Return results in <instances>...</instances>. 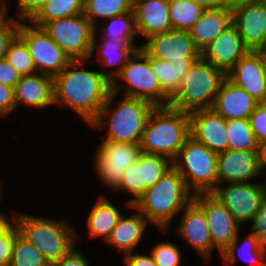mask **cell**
<instances>
[{
    "mask_svg": "<svg viewBox=\"0 0 266 266\" xmlns=\"http://www.w3.org/2000/svg\"><path fill=\"white\" fill-rule=\"evenodd\" d=\"M183 177L172 167L132 204L148 221L165 231L172 218L192 200Z\"/></svg>",
    "mask_w": 266,
    "mask_h": 266,
    "instance_id": "cell-2",
    "label": "cell"
},
{
    "mask_svg": "<svg viewBox=\"0 0 266 266\" xmlns=\"http://www.w3.org/2000/svg\"><path fill=\"white\" fill-rule=\"evenodd\" d=\"M190 136L189 113L156 106L147 118L139 147L142 153L162 155L173 161Z\"/></svg>",
    "mask_w": 266,
    "mask_h": 266,
    "instance_id": "cell-3",
    "label": "cell"
},
{
    "mask_svg": "<svg viewBox=\"0 0 266 266\" xmlns=\"http://www.w3.org/2000/svg\"><path fill=\"white\" fill-rule=\"evenodd\" d=\"M98 148L94 159L96 174L104 185L115 191L120 184L123 172L138 160L142 153L141 148L136 144L112 141H102Z\"/></svg>",
    "mask_w": 266,
    "mask_h": 266,
    "instance_id": "cell-11",
    "label": "cell"
},
{
    "mask_svg": "<svg viewBox=\"0 0 266 266\" xmlns=\"http://www.w3.org/2000/svg\"><path fill=\"white\" fill-rule=\"evenodd\" d=\"M16 224L20 233L41 252L49 265L67 255L79 240L74 227L66 221H52L19 213Z\"/></svg>",
    "mask_w": 266,
    "mask_h": 266,
    "instance_id": "cell-5",
    "label": "cell"
},
{
    "mask_svg": "<svg viewBox=\"0 0 266 266\" xmlns=\"http://www.w3.org/2000/svg\"><path fill=\"white\" fill-rule=\"evenodd\" d=\"M205 10L219 9L223 7L222 0H192Z\"/></svg>",
    "mask_w": 266,
    "mask_h": 266,
    "instance_id": "cell-50",
    "label": "cell"
},
{
    "mask_svg": "<svg viewBox=\"0 0 266 266\" xmlns=\"http://www.w3.org/2000/svg\"><path fill=\"white\" fill-rule=\"evenodd\" d=\"M7 8L0 14V59L5 57L10 43L18 35L20 22L17 18H7Z\"/></svg>",
    "mask_w": 266,
    "mask_h": 266,
    "instance_id": "cell-40",
    "label": "cell"
},
{
    "mask_svg": "<svg viewBox=\"0 0 266 266\" xmlns=\"http://www.w3.org/2000/svg\"><path fill=\"white\" fill-rule=\"evenodd\" d=\"M18 36L26 43L37 73L54 77L72 61L42 27L21 21Z\"/></svg>",
    "mask_w": 266,
    "mask_h": 266,
    "instance_id": "cell-10",
    "label": "cell"
},
{
    "mask_svg": "<svg viewBox=\"0 0 266 266\" xmlns=\"http://www.w3.org/2000/svg\"><path fill=\"white\" fill-rule=\"evenodd\" d=\"M107 26L102 28V39L112 43H133L137 35L134 11L109 18Z\"/></svg>",
    "mask_w": 266,
    "mask_h": 266,
    "instance_id": "cell-34",
    "label": "cell"
},
{
    "mask_svg": "<svg viewBox=\"0 0 266 266\" xmlns=\"http://www.w3.org/2000/svg\"><path fill=\"white\" fill-rule=\"evenodd\" d=\"M232 23L245 45L261 51L266 44V3L256 0L232 10Z\"/></svg>",
    "mask_w": 266,
    "mask_h": 266,
    "instance_id": "cell-16",
    "label": "cell"
},
{
    "mask_svg": "<svg viewBox=\"0 0 266 266\" xmlns=\"http://www.w3.org/2000/svg\"><path fill=\"white\" fill-rule=\"evenodd\" d=\"M84 62L72 60L53 77L54 104L67 105L90 125L106 103L111 82L101 72L87 71Z\"/></svg>",
    "mask_w": 266,
    "mask_h": 266,
    "instance_id": "cell-1",
    "label": "cell"
},
{
    "mask_svg": "<svg viewBox=\"0 0 266 266\" xmlns=\"http://www.w3.org/2000/svg\"><path fill=\"white\" fill-rule=\"evenodd\" d=\"M151 256L157 266H180L182 253L173 243L160 242L151 249Z\"/></svg>",
    "mask_w": 266,
    "mask_h": 266,
    "instance_id": "cell-39",
    "label": "cell"
},
{
    "mask_svg": "<svg viewBox=\"0 0 266 266\" xmlns=\"http://www.w3.org/2000/svg\"><path fill=\"white\" fill-rule=\"evenodd\" d=\"M219 186L210 194L227 208L240 225L252 221L263 198L258 183H230L225 188Z\"/></svg>",
    "mask_w": 266,
    "mask_h": 266,
    "instance_id": "cell-13",
    "label": "cell"
},
{
    "mask_svg": "<svg viewBox=\"0 0 266 266\" xmlns=\"http://www.w3.org/2000/svg\"><path fill=\"white\" fill-rule=\"evenodd\" d=\"M4 58L14 67L20 76L37 73L28 47L18 35L10 43Z\"/></svg>",
    "mask_w": 266,
    "mask_h": 266,
    "instance_id": "cell-36",
    "label": "cell"
},
{
    "mask_svg": "<svg viewBox=\"0 0 266 266\" xmlns=\"http://www.w3.org/2000/svg\"><path fill=\"white\" fill-rule=\"evenodd\" d=\"M225 77L220 69L200 57L192 63L169 106L187 113L212 108Z\"/></svg>",
    "mask_w": 266,
    "mask_h": 266,
    "instance_id": "cell-6",
    "label": "cell"
},
{
    "mask_svg": "<svg viewBox=\"0 0 266 266\" xmlns=\"http://www.w3.org/2000/svg\"><path fill=\"white\" fill-rule=\"evenodd\" d=\"M124 260L127 266H157L150 255L126 254Z\"/></svg>",
    "mask_w": 266,
    "mask_h": 266,
    "instance_id": "cell-48",
    "label": "cell"
},
{
    "mask_svg": "<svg viewBox=\"0 0 266 266\" xmlns=\"http://www.w3.org/2000/svg\"><path fill=\"white\" fill-rule=\"evenodd\" d=\"M177 233L209 261L214 250L204 211L192 200L183 210Z\"/></svg>",
    "mask_w": 266,
    "mask_h": 266,
    "instance_id": "cell-21",
    "label": "cell"
},
{
    "mask_svg": "<svg viewBox=\"0 0 266 266\" xmlns=\"http://www.w3.org/2000/svg\"><path fill=\"white\" fill-rule=\"evenodd\" d=\"M258 102L227 77L220 84L212 109L225 120L248 119Z\"/></svg>",
    "mask_w": 266,
    "mask_h": 266,
    "instance_id": "cell-20",
    "label": "cell"
},
{
    "mask_svg": "<svg viewBox=\"0 0 266 266\" xmlns=\"http://www.w3.org/2000/svg\"><path fill=\"white\" fill-rule=\"evenodd\" d=\"M9 266H50L41 252L20 232L15 237Z\"/></svg>",
    "mask_w": 266,
    "mask_h": 266,
    "instance_id": "cell-35",
    "label": "cell"
},
{
    "mask_svg": "<svg viewBox=\"0 0 266 266\" xmlns=\"http://www.w3.org/2000/svg\"><path fill=\"white\" fill-rule=\"evenodd\" d=\"M16 107L19 104L43 109L54 104L53 77L36 73L20 76L14 87Z\"/></svg>",
    "mask_w": 266,
    "mask_h": 266,
    "instance_id": "cell-23",
    "label": "cell"
},
{
    "mask_svg": "<svg viewBox=\"0 0 266 266\" xmlns=\"http://www.w3.org/2000/svg\"><path fill=\"white\" fill-rule=\"evenodd\" d=\"M252 234L258 237L266 232V197L263 196L260 207L256 215L252 219Z\"/></svg>",
    "mask_w": 266,
    "mask_h": 266,
    "instance_id": "cell-47",
    "label": "cell"
},
{
    "mask_svg": "<svg viewBox=\"0 0 266 266\" xmlns=\"http://www.w3.org/2000/svg\"><path fill=\"white\" fill-rule=\"evenodd\" d=\"M193 201L204 211L213 247L222 254L236 239L241 225L211 194L194 195Z\"/></svg>",
    "mask_w": 266,
    "mask_h": 266,
    "instance_id": "cell-14",
    "label": "cell"
},
{
    "mask_svg": "<svg viewBox=\"0 0 266 266\" xmlns=\"http://www.w3.org/2000/svg\"><path fill=\"white\" fill-rule=\"evenodd\" d=\"M260 150H226L218 153L217 176L220 183H246L258 177Z\"/></svg>",
    "mask_w": 266,
    "mask_h": 266,
    "instance_id": "cell-18",
    "label": "cell"
},
{
    "mask_svg": "<svg viewBox=\"0 0 266 266\" xmlns=\"http://www.w3.org/2000/svg\"><path fill=\"white\" fill-rule=\"evenodd\" d=\"M226 77L248 92L258 103H266V61L262 51L250 50Z\"/></svg>",
    "mask_w": 266,
    "mask_h": 266,
    "instance_id": "cell-15",
    "label": "cell"
},
{
    "mask_svg": "<svg viewBox=\"0 0 266 266\" xmlns=\"http://www.w3.org/2000/svg\"><path fill=\"white\" fill-rule=\"evenodd\" d=\"M264 53V58H265V61H266V51H262Z\"/></svg>",
    "mask_w": 266,
    "mask_h": 266,
    "instance_id": "cell-56",
    "label": "cell"
},
{
    "mask_svg": "<svg viewBox=\"0 0 266 266\" xmlns=\"http://www.w3.org/2000/svg\"><path fill=\"white\" fill-rule=\"evenodd\" d=\"M190 132L199 143L216 153L228 150L226 120L212 108L189 113Z\"/></svg>",
    "mask_w": 266,
    "mask_h": 266,
    "instance_id": "cell-19",
    "label": "cell"
},
{
    "mask_svg": "<svg viewBox=\"0 0 266 266\" xmlns=\"http://www.w3.org/2000/svg\"><path fill=\"white\" fill-rule=\"evenodd\" d=\"M10 222L4 214L0 213V237L5 235L16 224V216H13L12 221L10 220Z\"/></svg>",
    "mask_w": 266,
    "mask_h": 266,
    "instance_id": "cell-49",
    "label": "cell"
},
{
    "mask_svg": "<svg viewBox=\"0 0 266 266\" xmlns=\"http://www.w3.org/2000/svg\"><path fill=\"white\" fill-rule=\"evenodd\" d=\"M133 11V0H84L83 15L95 26L96 18H111Z\"/></svg>",
    "mask_w": 266,
    "mask_h": 266,
    "instance_id": "cell-32",
    "label": "cell"
},
{
    "mask_svg": "<svg viewBox=\"0 0 266 266\" xmlns=\"http://www.w3.org/2000/svg\"><path fill=\"white\" fill-rule=\"evenodd\" d=\"M15 224L5 235L0 237V266H9L15 237L19 233Z\"/></svg>",
    "mask_w": 266,
    "mask_h": 266,
    "instance_id": "cell-42",
    "label": "cell"
},
{
    "mask_svg": "<svg viewBox=\"0 0 266 266\" xmlns=\"http://www.w3.org/2000/svg\"><path fill=\"white\" fill-rule=\"evenodd\" d=\"M238 236L239 232L237 233L236 239L221 255L225 266L231 264L233 265L235 263L236 259L238 258V256H236L237 249L241 259H243L245 262L254 264V266H262L266 262V255L258 247V238L254 234L250 233L244 237V243L239 247ZM241 252H245L246 254H241Z\"/></svg>",
    "mask_w": 266,
    "mask_h": 266,
    "instance_id": "cell-30",
    "label": "cell"
},
{
    "mask_svg": "<svg viewBox=\"0 0 266 266\" xmlns=\"http://www.w3.org/2000/svg\"><path fill=\"white\" fill-rule=\"evenodd\" d=\"M141 48L149 56L168 62L196 61L201 57L188 31L170 30L154 34Z\"/></svg>",
    "mask_w": 266,
    "mask_h": 266,
    "instance_id": "cell-12",
    "label": "cell"
},
{
    "mask_svg": "<svg viewBox=\"0 0 266 266\" xmlns=\"http://www.w3.org/2000/svg\"><path fill=\"white\" fill-rule=\"evenodd\" d=\"M256 0H222L223 7L229 10H234L235 8L245 5L249 2Z\"/></svg>",
    "mask_w": 266,
    "mask_h": 266,
    "instance_id": "cell-51",
    "label": "cell"
},
{
    "mask_svg": "<svg viewBox=\"0 0 266 266\" xmlns=\"http://www.w3.org/2000/svg\"><path fill=\"white\" fill-rule=\"evenodd\" d=\"M116 96L117 93L109 92L106 103L90 123V127L102 130L104 124L108 125L107 137L102 141L139 145L147 118L155 106L146 100L125 96L118 101L116 109L111 113L110 106ZM108 113L111 114L106 120Z\"/></svg>",
    "mask_w": 266,
    "mask_h": 266,
    "instance_id": "cell-4",
    "label": "cell"
},
{
    "mask_svg": "<svg viewBox=\"0 0 266 266\" xmlns=\"http://www.w3.org/2000/svg\"><path fill=\"white\" fill-rule=\"evenodd\" d=\"M42 28L71 60H89L96 27L83 15L46 22Z\"/></svg>",
    "mask_w": 266,
    "mask_h": 266,
    "instance_id": "cell-9",
    "label": "cell"
},
{
    "mask_svg": "<svg viewBox=\"0 0 266 266\" xmlns=\"http://www.w3.org/2000/svg\"><path fill=\"white\" fill-rule=\"evenodd\" d=\"M266 144L260 146V168H259V173L263 171L266 167Z\"/></svg>",
    "mask_w": 266,
    "mask_h": 266,
    "instance_id": "cell-52",
    "label": "cell"
},
{
    "mask_svg": "<svg viewBox=\"0 0 266 266\" xmlns=\"http://www.w3.org/2000/svg\"><path fill=\"white\" fill-rule=\"evenodd\" d=\"M15 108L14 88L0 83V117H5Z\"/></svg>",
    "mask_w": 266,
    "mask_h": 266,
    "instance_id": "cell-44",
    "label": "cell"
},
{
    "mask_svg": "<svg viewBox=\"0 0 266 266\" xmlns=\"http://www.w3.org/2000/svg\"><path fill=\"white\" fill-rule=\"evenodd\" d=\"M120 81L127 84L124 96L146 100L155 107L169 106L170 98L162 91L151 69L150 56L141 47L135 51L111 82V91L119 93L122 88Z\"/></svg>",
    "mask_w": 266,
    "mask_h": 266,
    "instance_id": "cell-8",
    "label": "cell"
},
{
    "mask_svg": "<svg viewBox=\"0 0 266 266\" xmlns=\"http://www.w3.org/2000/svg\"><path fill=\"white\" fill-rule=\"evenodd\" d=\"M249 51L232 23L201 51V57L226 75Z\"/></svg>",
    "mask_w": 266,
    "mask_h": 266,
    "instance_id": "cell-17",
    "label": "cell"
},
{
    "mask_svg": "<svg viewBox=\"0 0 266 266\" xmlns=\"http://www.w3.org/2000/svg\"><path fill=\"white\" fill-rule=\"evenodd\" d=\"M50 266H89L87 258L83 253L73 248L67 255L62 257L59 261L52 263Z\"/></svg>",
    "mask_w": 266,
    "mask_h": 266,
    "instance_id": "cell-46",
    "label": "cell"
},
{
    "mask_svg": "<svg viewBox=\"0 0 266 266\" xmlns=\"http://www.w3.org/2000/svg\"><path fill=\"white\" fill-rule=\"evenodd\" d=\"M205 9L192 0H169V20L173 30L189 31Z\"/></svg>",
    "mask_w": 266,
    "mask_h": 266,
    "instance_id": "cell-31",
    "label": "cell"
},
{
    "mask_svg": "<svg viewBox=\"0 0 266 266\" xmlns=\"http://www.w3.org/2000/svg\"><path fill=\"white\" fill-rule=\"evenodd\" d=\"M48 0H17L18 19L29 20Z\"/></svg>",
    "mask_w": 266,
    "mask_h": 266,
    "instance_id": "cell-43",
    "label": "cell"
},
{
    "mask_svg": "<svg viewBox=\"0 0 266 266\" xmlns=\"http://www.w3.org/2000/svg\"><path fill=\"white\" fill-rule=\"evenodd\" d=\"M194 61L168 62L150 56V66L162 91L171 99L179 89Z\"/></svg>",
    "mask_w": 266,
    "mask_h": 266,
    "instance_id": "cell-28",
    "label": "cell"
},
{
    "mask_svg": "<svg viewBox=\"0 0 266 266\" xmlns=\"http://www.w3.org/2000/svg\"><path fill=\"white\" fill-rule=\"evenodd\" d=\"M257 238L259 249L266 255V232L260 234Z\"/></svg>",
    "mask_w": 266,
    "mask_h": 266,
    "instance_id": "cell-53",
    "label": "cell"
},
{
    "mask_svg": "<svg viewBox=\"0 0 266 266\" xmlns=\"http://www.w3.org/2000/svg\"><path fill=\"white\" fill-rule=\"evenodd\" d=\"M121 216L118 208L101 194L87 218L90 237L102 236V240L106 242Z\"/></svg>",
    "mask_w": 266,
    "mask_h": 266,
    "instance_id": "cell-27",
    "label": "cell"
},
{
    "mask_svg": "<svg viewBox=\"0 0 266 266\" xmlns=\"http://www.w3.org/2000/svg\"><path fill=\"white\" fill-rule=\"evenodd\" d=\"M141 166H143V182L148 189L173 167V161L162 155L141 153Z\"/></svg>",
    "mask_w": 266,
    "mask_h": 266,
    "instance_id": "cell-38",
    "label": "cell"
},
{
    "mask_svg": "<svg viewBox=\"0 0 266 266\" xmlns=\"http://www.w3.org/2000/svg\"><path fill=\"white\" fill-rule=\"evenodd\" d=\"M147 224V219L139 211L128 218L122 215L106 243L111 246L114 245L125 255L133 253L145 232Z\"/></svg>",
    "mask_w": 266,
    "mask_h": 266,
    "instance_id": "cell-25",
    "label": "cell"
},
{
    "mask_svg": "<svg viewBox=\"0 0 266 266\" xmlns=\"http://www.w3.org/2000/svg\"><path fill=\"white\" fill-rule=\"evenodd\" d=\"M261 51H266V44H265L264 48Z\"/></svg>",
    "mask_w": 266,
    "mask_h": 266,
    "instance_id": "cell-57",
    "label": "cell"
},
{
    "mask_svg": "<svg viewBox=\"0 0 266 266\" xmlns=\"http://www.w3.org/2000/svg\"><path fill=\"white\" fill-rule=\"evenodd\" d=\"M143 166H141V154L138 160L133 162L122 174L119 186L115 190H124L134 195L127 203L131 207L133 203L146 191L144 184Z\"/></svg>",
    "mask_w": 266,
    "mask_h": 266,
    "instance_id": "cell-37",
    "label": "cell"
},
{
    "mask_svg": "<svg viewBox=\"0 0 266 266\" xmlns=\"http://www.w3.org/2000/svg\"><path fill=\"white\" fill-rule=\"evenodd\" d=\"M232 24V10L224 7L205 10L188 31L200 52Z\"/></svg>",
    "mask_w": 266,
    "mask_h": 266,
    "instance_id": "cell-24",
    "label": "cell"
},
{
    "mask_svg": "<svg viewBox=\"0 0 266 266\" xmlns=\"http://www.w3.org/2000/svg\"><path fill=\"white\" fill-rule=\"evenodd\" d=\"M133 43H112L109 40L103 39V42L98 45L96 39L94 38L91 45L90 58L97 50V60L104 66L118 65L117 69L112 71L104 72L100 70L101 73L112 82L114 78L121 72V69L126 65L130 57L135 53V51L141 46H134ZM96 46V47H95Z\"/></svg>",
    "mask_w": 266,
    "mask_h": 266,
    "instance_id": "cell-26",
    "label": "cell"
},
{
    "mask_svg": "<svg viewBox=\"0 0 266 266\" xmlns=\"http://www.w3.org/2000/svg\"><path fill=\"white\" fill-rule=\"evenodd\" d=\"M19 78L14 67L5 58L0 59V83L14 88Z\"/></svg>",
    "mask_w": 266,
    "mask_h": 266,
    "instance_id": "cell-45",
    "label": "cell"
},
{
    "mask_svg": "<svg viewBox=\"0 0 266 266\" xmlns=\"http://www.w3.org/2000/svg\"><path fill=\"white\" fill-rule=\"evenodd\" d=\"M217 156L218 153L190 136L173 160V167L193 195L210 194L218 186Z\"/></svg>",
    "mask_w": 266,
    "mask_h": 266,
    "instance_id": "cell-7",
    "label": "cell"
},
{
    "mask_svg": "<svg viewBox=\"0 0 266 266\" xmlns=\"http://www.w3.org/2000/svg\"><path fill=\"white\" fill-rule=\"evenodd\" d=\"M83 2L84 0H48L28 21L42 27L51 20L82 14Z\"/></svg>",
    "mask_w": 266,
    "mask_h": 266,
    "instance_id": "cell-29",
    "label": "cell"
},
{
    "mask_svg": "<svg viewBox=\"0 0 266 266\" xmlns=\"http://www.w3.org/2000/svg\"><path fill=\"white\" fill-rule=\"evenodd\" d=\"M228 150H260L248 119L226 120Z\"/></svg>",
    "mask_w": 266,
    "mask_h": 266,
    "instance_id": "cell-33",
    "label": "cell"
},
{
    "mask_svg": "<svg viewBox=\"0 0 266 266\" xmlns=\"http://www.w3.org/2000/svg\"><path fill=\"white\" fill-rule=\"evenodd\" d=\"M1 2L2 1L0 0V14L7 8L6 5H2Z\"/></svg>",
    "mask_w": 266,
    "mask_h": 266,
    "instance_id": "cell-55",
    "label": "cell"
},
{
    "mask_svg": "<svg viewBox=\"0 0 266 266\" xmlns=\"http://www.w3.org/2000/svg\"><path fill=\"white\" fill-rule=\"evenodd\" d=\"M137 34L146 39L150 36L170 31L169 0H133Z\"/></svg>",
    "mask_w": 266,
    "mask_h": 266,
    "instance_id": "cell-22",
    "label": "cell"
},
{
    "mask_svg": "<svg viewBox=\"0 0 266 266\" xmlns=\"http://www.w3.org/2000/svg\"><path fill=\"white\" fill-rule=\"evenodd\" d=\"M258 185H259V188H260V190H261L263 196L266 197V182L263 183V184H262V183H258Z\"/></svg>",
    "mask_w": 266,
    "mask_h": 266,
    "instance_id": "cell-54",
    "label": "cell"
},
{
    "mask_svg": "<svg viewBox=\"0 0 266 266\" xmlns=\"http://www.w3.org/2000/svg\"><path fill=\"white\" fill-rule=\"evenodd\" d=\"M248 120L258 144H266V103H258Z\"/></svg>",
    "mask_w": 266,
    "mask_h": 266,
    "instance_id": "cell-41",
    "label": "cell"
}]
</instances>
